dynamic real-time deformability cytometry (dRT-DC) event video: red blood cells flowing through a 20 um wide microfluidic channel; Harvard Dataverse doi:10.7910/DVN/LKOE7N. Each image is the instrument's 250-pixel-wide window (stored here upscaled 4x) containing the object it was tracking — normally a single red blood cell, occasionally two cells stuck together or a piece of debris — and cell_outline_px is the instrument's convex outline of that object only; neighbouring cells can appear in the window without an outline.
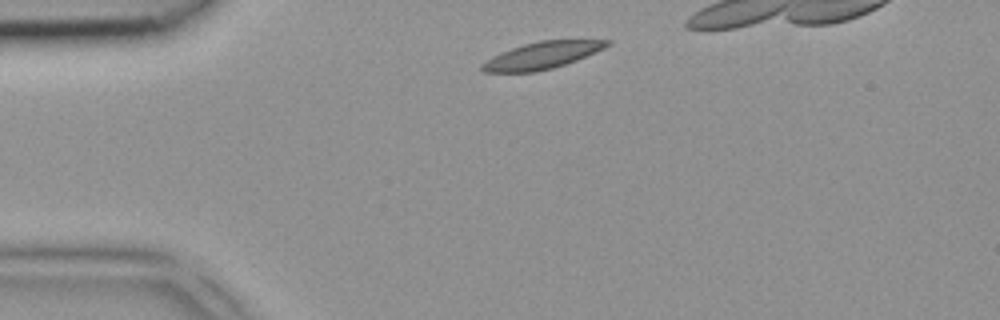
{"species": "common noctule bat (a hibernating species)", "species_latin": "Nyctalus noctula", "temperature_condition": "room temperature", "stored_images_in_passage": 4, "camera_frame_rate_fps": 3000, "um_per_image_px": 0.085, "animal": {"sex": "female", "body_mass_g": 18.4}, "frame": {"image": 1, "passage_image": 1, "time_ms": 0.0, "image_size_px": [1000, 320], "cell_outline_px": [[612, 44], [604, 48], [576, 60], [552, 68], [532, 72], [484, 72], [480, 68], [480, 64], [492, 56], [512, 48], [524, 44], [540, 40], [612, 40]], "centroid_in_image_um": [46.05, 4.7], "position_along_channel_um": 38.9, "area_um2": 19.42}}